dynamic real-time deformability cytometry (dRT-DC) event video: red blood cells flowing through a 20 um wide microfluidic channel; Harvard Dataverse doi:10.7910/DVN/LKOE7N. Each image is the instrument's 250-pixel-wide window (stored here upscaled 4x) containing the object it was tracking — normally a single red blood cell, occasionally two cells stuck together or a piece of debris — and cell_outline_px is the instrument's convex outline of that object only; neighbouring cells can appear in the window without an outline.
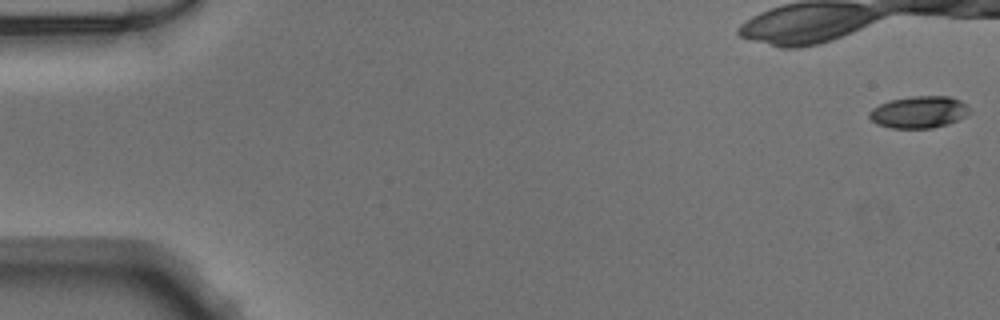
{"species": "Egyptian fruit bat (a non-hibernating species)", "species_latin": "Rousettus aegyptiacus", "temperature_condition": "warm", "stored_images_in_passage": 41, "camera_frame_rate_fps": 3000, "um_per_image_px": 0.085, "animal": {"sex": "male"}, "frame": {"image": 1, "passage_image": 1, "time_ms": 0.0, "image_size_px": [1000, 320], "cell_outline_px": [[972, 112], [948, 124], [932, 128], [892, 128], [876, 124], [868, 116], [868, 112], [872, 108], [888, 100], [912, 96], [948, 96], [960, 100]], "centroid_in_image_um": [78.07, 9.52], "position_along_channel_um": 6.9, "area_um2": 18.67}}
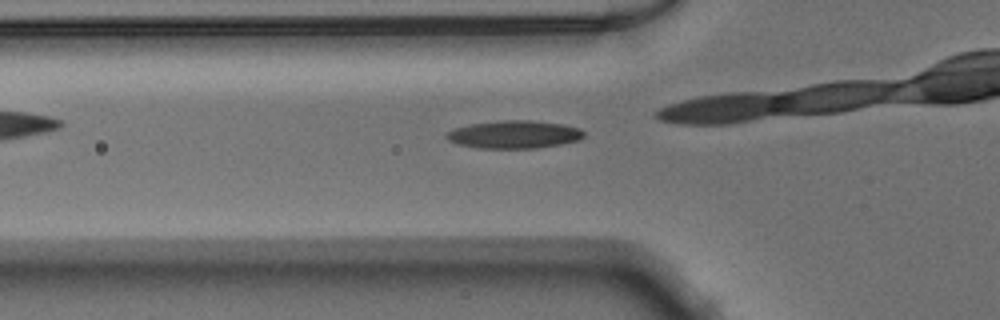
{"frame": {"image": 2, "passage_image": 18, "time_ms": 5.667, "image_size_px": [1000, 320], "cell_outline_px": [[584, 136], [580, 140], [560, 144], [536, 148], [480, 148], [460, 144], [448, 140], [444, 136], [448, 132], [456, 128], [472, 124], [504, 120], [528, 120], [560, 124], [580, 128], [584, 132]], "centroid_in_image_um": [43.73, 11.43], "position_along_channel_um": 82.1, "area_um2": 21.96}}